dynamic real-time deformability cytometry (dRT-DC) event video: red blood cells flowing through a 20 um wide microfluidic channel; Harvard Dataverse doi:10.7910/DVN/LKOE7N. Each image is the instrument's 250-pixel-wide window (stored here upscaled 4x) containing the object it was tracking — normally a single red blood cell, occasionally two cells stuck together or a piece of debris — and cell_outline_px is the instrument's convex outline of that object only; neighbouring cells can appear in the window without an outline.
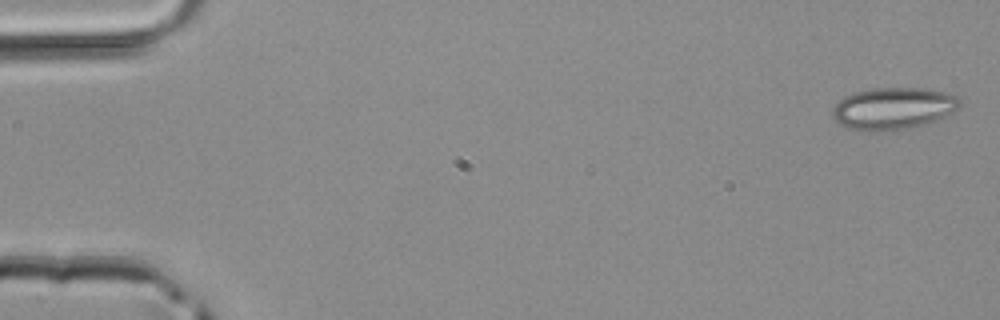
{"species": "common noctule bat (a hibernating species)", "species_latin": "Nyctalus noctula", "temperature_condition": "room temperature", "stored_images_in_passage": 4, "camera_frame_rate_fps": 3000, "um_per_image_px": 0.085, "animal": {"sex": "male", "body_mass_g": 20.4}, "frame": {"image": 1, "passage_image": 1, "time_ms": 0.0, "image_size_px": [1000, 320], "cell_outline_px": [[960, 104], [952, 112], [936, 120], [912, 128], [876, 132], [860, 132], [844, 128], [832, 116], [832, 108], [844, 96], [856, 92], [872, 88], [928, 88], [952, 92], [960, 100]], "centroid_in_image_um": [75.9, 9.23], "position_along_channel_um": 9.1, "area_um2": 31.67}}